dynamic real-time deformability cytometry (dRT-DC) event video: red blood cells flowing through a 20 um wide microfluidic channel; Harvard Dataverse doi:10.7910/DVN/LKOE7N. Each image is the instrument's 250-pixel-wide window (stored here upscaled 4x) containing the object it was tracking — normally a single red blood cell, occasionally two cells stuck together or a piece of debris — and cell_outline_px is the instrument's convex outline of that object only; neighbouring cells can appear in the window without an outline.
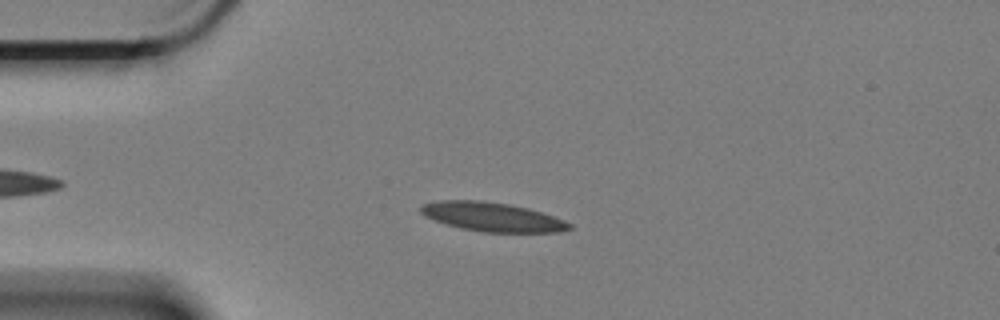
{"species": "Egyptian fruit bat (a non-hibernating species)", "species_latin": "Rousettus aegyptiacus", "temperature_condition": "cold", "stored_images_in_passage": 56, "camera_frame_rate_fps": 3000, "um_per_image_px": 0.085, "animal": {"sex": "female"}, "frame": {"image": 1, "passage_image": 11, "time_ms": 3.333, "image_size_px": [1000, 320], "cell_outline_px": [[572, 228], [556, 232], [484, 232], [460, 228], [424, 216], [420, 212], [420, 204], [440, 200], [480, 200], [508, 204], [528, 208], [564, 220], [572, 224]], "centroid_in_image_um": [41.81, 18.43], "position_along_channel_um": 43.2, "area_um2": 24.97}}
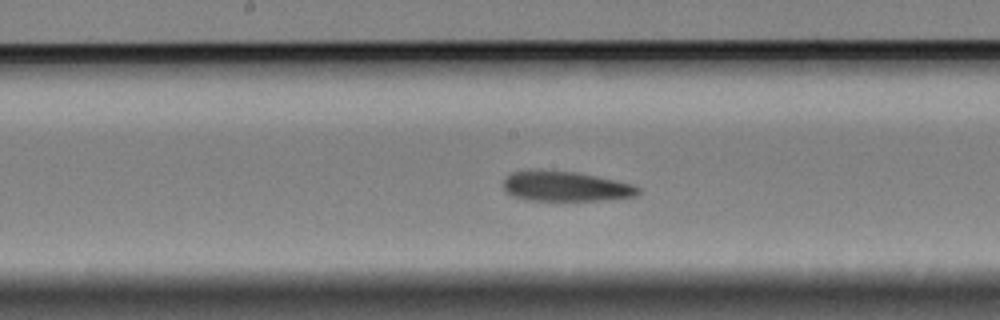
{"frame": {"image": 2, "passage_image": 27, "time_ms": 8.667, "image_size_px": [1000, 320], "cell_outline_px": [[640, 192], [636, 196], [600, 200], [524, 200], [508, 192], [504, 188], [504, 180], [512, 172], [576, 172], [616, 180], [632, 184], [640, 188]], "centroid_in_image_um": [48.15, 15.87], "position_along_channel_um": 200.0, "area_um2": 22.72}}
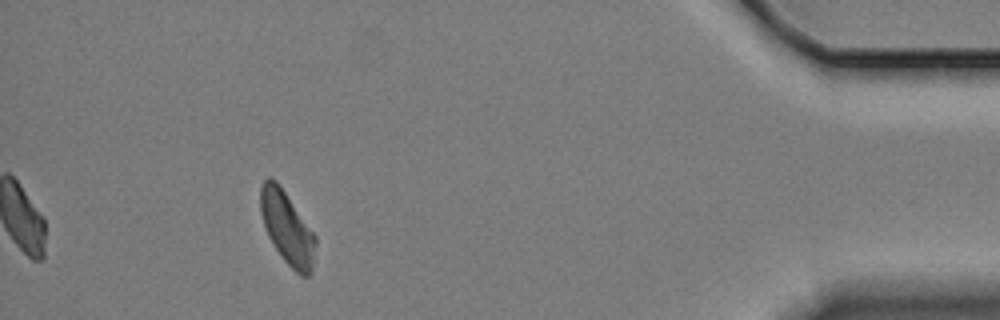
{"frame": {"image": 3, "passage_image": 51, "time_ms": 16.667, "image_size_px": [1000, 320], "cell_outline_px": [[316, 244], [312, 272], [308, 276], [300, 276], [284, 260], [268, 236], [260, 212], [260, 184], [268, 176], [276, 180], [316, 236]], "centroid_in_image_um": [24.4, 19.37], "position_along_channel_um": 410.8, "area_um2": 23.12}, "authors_computed_cell_mechanics": {"area_um2": 24.1315, "velocity_mm_per_s": 3.3342, "shape_relaxation_time_tau1_ms": null, "shape_relaxation_time_tau2_ms": 5.6772, "deformation_change_tau1": null, "deformation_change_tau2": 0.1206}}